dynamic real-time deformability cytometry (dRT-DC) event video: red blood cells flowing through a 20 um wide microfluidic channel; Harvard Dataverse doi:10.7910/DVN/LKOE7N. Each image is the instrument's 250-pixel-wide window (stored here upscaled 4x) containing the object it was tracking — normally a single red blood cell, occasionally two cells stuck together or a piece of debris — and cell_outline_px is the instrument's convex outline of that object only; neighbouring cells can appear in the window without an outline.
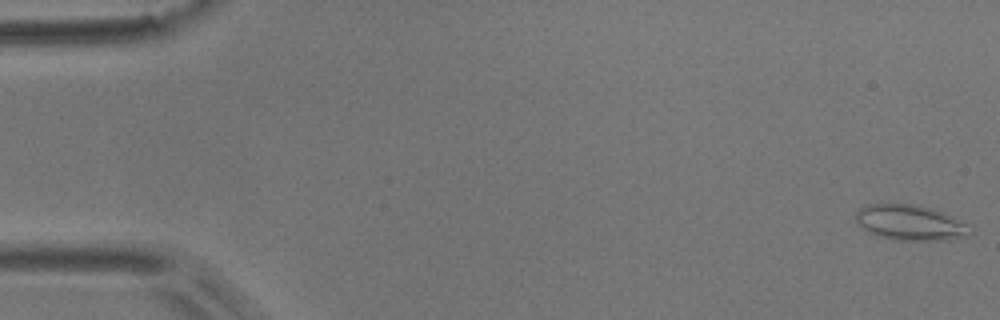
{"species": "common noctule bat (a hibernating species)", "species_latin": "Nyctalus noctula", "temperature_condition": "room temperature", "stored_images_in_passage": 5, "camera_frame_rate_fps": 3000, "um_per_image_px": 0.085, "animal": {"sex": "male", "body_mass_g": 17.9}, "frame": {"image": 1, "passage_image": 1, "time_ms": 0.0, "image_size_px": [1000, 320], "cell_outline_px": [[968, 236], [944, 240], [896, 240], [876, 236], [864, 228], [856, 220], [856, 212], [864, 204], [912, 204], [932, 208], [944, 212], [964, 224]], "centroid_in_image_um": [77.28, 18.91], "position_along_channel_um": 7.7, "area_um2": 23.06}}